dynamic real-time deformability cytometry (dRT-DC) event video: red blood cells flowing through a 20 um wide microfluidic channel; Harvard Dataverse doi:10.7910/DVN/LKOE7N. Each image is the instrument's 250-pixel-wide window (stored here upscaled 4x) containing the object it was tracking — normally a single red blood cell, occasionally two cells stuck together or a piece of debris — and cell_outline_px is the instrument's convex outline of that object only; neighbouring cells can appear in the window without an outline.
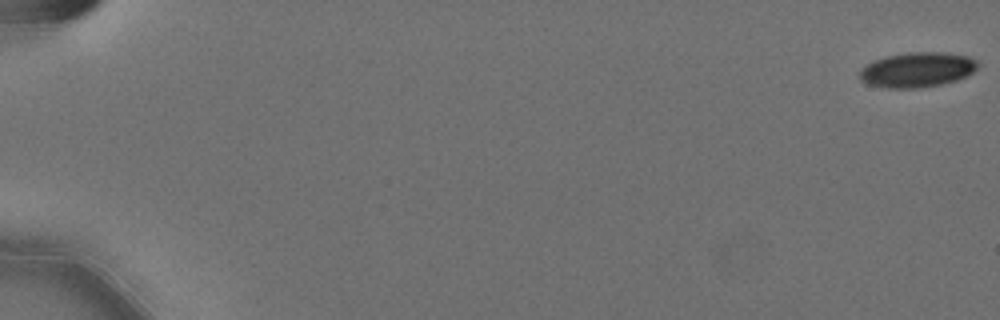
{"species": "Egyptian fruit bat (a non-hibernating species)", "species_latin": "Rousettus aegyptiacus", "temperature_condition": "cold", "stored_images_in_passage": 21, "camera_frame_rate_fps": 3000, "um_per_image_px": 0.085, "animal": {"sex": "female"}, "frame": {"image": 1, "passage_image": 1, "time_ms": 0.0, "image_size_px": [1000, 320], "cell_outline_px": [[980, 64], [972, 72], [956, 80], [940, 84], [920, 88], [888, 88], [868, 84], [860, 80], [860, 68], [872, 60], [884, 56], [908, 52], [940, 52], [968, 56], [976, 60]], "centroid_in_image_um": [77.92, 5.92], "position_along_channel_um": 7.1, "area_um2": 24.1}}
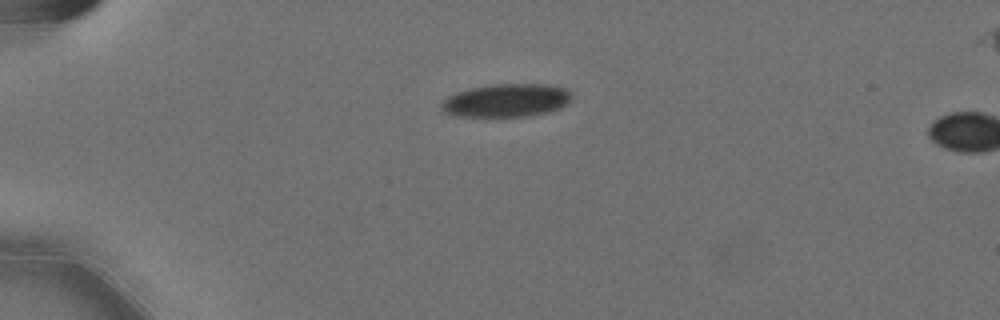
{"frame": {"image": 2, "passage_image": 16, "time_ms": 5.0, "image_size_px": [1000, 320], "cell_outline_px": [[572, 96], [560, 108], [548, 112], [528, 116], [452, 116], [444, 112], [440, 108], [440, 104], [448, 96], [456, 92], [472, 88], [492, 84], [552, 84], [568, 88], [572, 92]], "centroid_in_image_um": [43.05, 8.52], "position_along_channel_um": 42.0, "area_um2": 25.32}}